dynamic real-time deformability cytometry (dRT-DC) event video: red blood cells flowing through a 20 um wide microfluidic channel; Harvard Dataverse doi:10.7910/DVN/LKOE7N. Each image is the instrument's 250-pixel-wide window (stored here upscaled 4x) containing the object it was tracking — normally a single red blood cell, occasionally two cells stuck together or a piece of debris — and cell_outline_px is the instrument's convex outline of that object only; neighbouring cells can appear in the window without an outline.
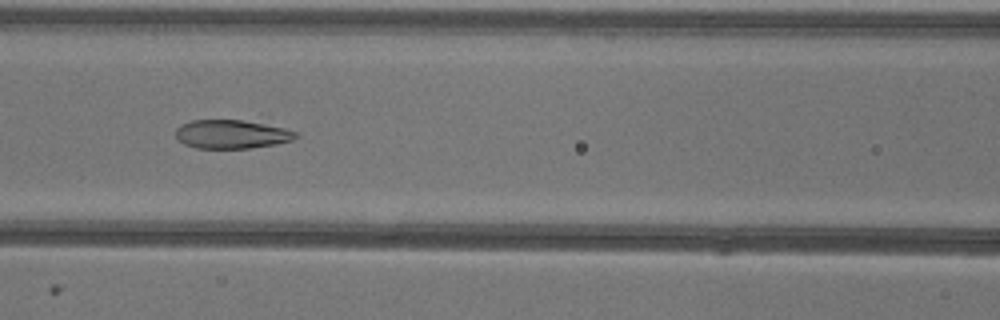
{"species": "common noctule bat (a hibernating species)", "species_latin": "Nyctalus noctula", "temperature_condition": "warm", "stored_images_in_passage": 52, "camera_frame_rate_fps": 3000, "um_per_image_px": 0.085, "animal": {"sex": "female"}, "frame": {"image": 1, "passage_image": 22, "time_ms": 7.0, "image_size_px": [1000, 320], "cell_outline_px": [[300, 136], [292, 140], [276, 144], [252, 148], [196, 148], [184, 144], [176, 140], [176, 128], [180, 124], [192, 120], [244, 120], [284, 128], [296, 132]], "centroid_in_image_um": [19.66, 11.41], "position_along_channel_um": 146.9, "area_um2": 20.17}}
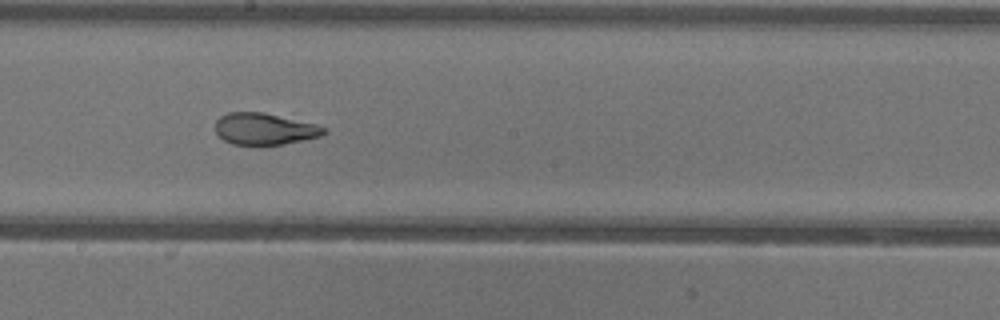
{"frame": {"image": 2, "passage_image": 28, "time_ms": 9.0, "image_size_px": [1000, 320], "cell_outline_px": [[328, 132], [320, 136], [284, 144], [232, 144], [224, 140], [216, 132], [216, 120], [220, 116], [228, 112], [264, 112], [316, 124], [328, 128]], "centroid_in_image_um": [22.51, 10.94], "position_along_channel_um": 225.7, "area_um2": 19.94}}
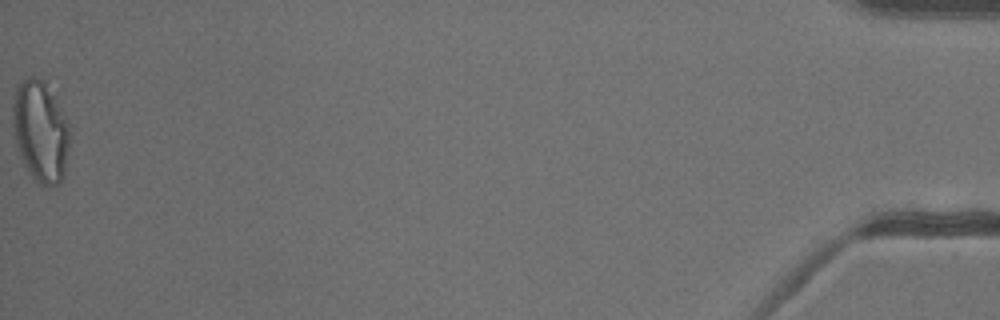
{"frame": {"image": 3, "passage_image": 52, "time_ms": 17.0, "image_size_px": [1000, 320], "cell_outline_px": [[72, 136], [64, 176], [60, 184], [48, 188], [44, 188], [32, 176], [24, 164], [16, 148], [12, 124], [12, 104], [16, 88], [28, 76], [44, 80], [68, 120]], "centroid_in_image_um": [3.47, 11.21], "position_along_channel_um": 431.7, "area_um2": 34.39}, "authors_computed_cell_mechanics": {"area_um2": 24.0448, "velocity_mm_per_s": 3.9534, "shape_relaxation_time_tau1_ms": 9.8104, "shape_relaxation_time_tau2_ms": 1.3554, "deformation_change_tau1": 0.2549, "deformation_change_tau2": 0.0745}}